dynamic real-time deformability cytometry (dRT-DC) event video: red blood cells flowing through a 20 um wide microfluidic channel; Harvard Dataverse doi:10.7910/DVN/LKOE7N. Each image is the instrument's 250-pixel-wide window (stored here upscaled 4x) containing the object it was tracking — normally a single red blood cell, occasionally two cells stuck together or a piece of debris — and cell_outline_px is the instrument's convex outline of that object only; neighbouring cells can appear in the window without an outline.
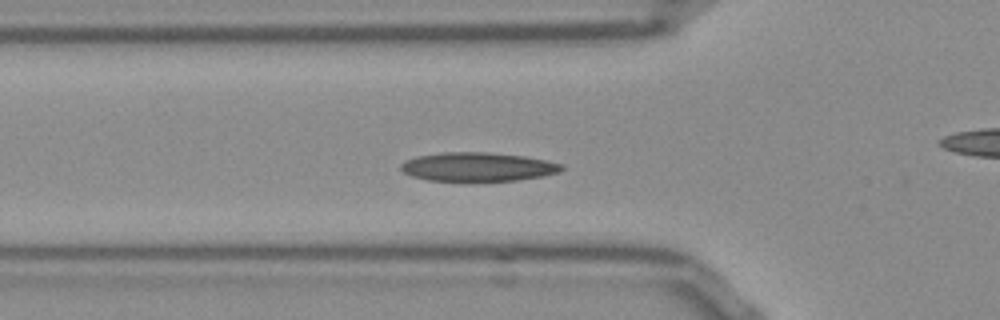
{"species": "Egyptian fruit bat (a non-hibernating species)", "species_latin": "Rousettus aegyptiacus", "temperature_condition": "room temperature", "stored_images_in_passage": 10, "camera_frame_rate_fps": 3000, "um_per_image_px": 0.085, "frame": {"image": 1, "passage_image": 2, "time_ms": 0.333, "image_size_px": [1000, 320], "cell_outline_px": [[564, 168], [560, 172], [544, 176], [516, 180], [464, 184], [428, 180], [412, 176], [404, 172], [400, 168], [400, 164], [416, 156], [440, 152], [488, 152], [524, 156], [548, 160], [564, 164]], "centroid_in_image_um": [40.62, 14.22], "position_along_channel_um": 85.2, "area_um2": 28.21}}
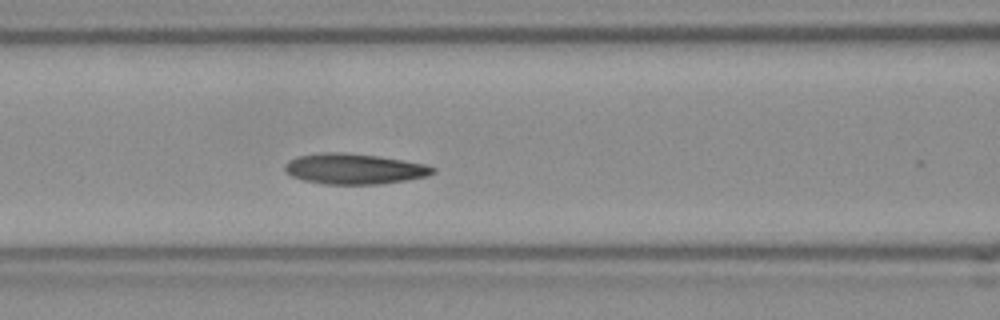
{"frame": {"image": 2, "passage_image": 6, "time_ms": 1.667, "image_size_px": [1000, 320], "cell_outline_px": [[436, 172], [428, 176], [408, 180], [380, 184], [324, 184], [304, 180], [292, 176], [284, 168], [284, 164], [288, 160], [296, 156], [320, 152], [344, 152], [380, 156], [404, 160], [424, 164], [436, 168]], "centroid_in_image_um": [30.12, 14.34], "position_along_channel_um": 136.5, "area_um2": 26.59}}
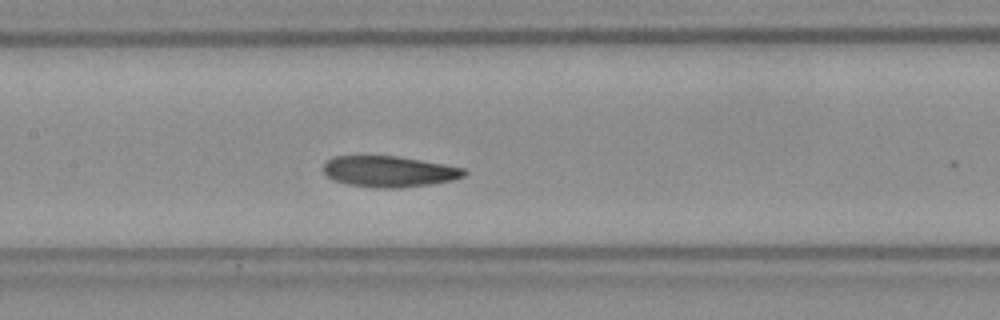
{"frame": {"image": 3, "passage_image": 9, "time_ms": 2.667, "image_size_px": [1000, 320], "cell_outline_px": [[468, 172], [464, 176], [452, 180], [428, 184], [400, 188], [376, 188], [348, 184], [332, 180], [324, 172], [324, 164], [328, 160], [336, 156], [396, 156], [444, 164], [464, 168]], "centroid_in_image_um": [33.07, 14.58], "position_along_channel_um": 174.3, "area_um2": 25.26}}